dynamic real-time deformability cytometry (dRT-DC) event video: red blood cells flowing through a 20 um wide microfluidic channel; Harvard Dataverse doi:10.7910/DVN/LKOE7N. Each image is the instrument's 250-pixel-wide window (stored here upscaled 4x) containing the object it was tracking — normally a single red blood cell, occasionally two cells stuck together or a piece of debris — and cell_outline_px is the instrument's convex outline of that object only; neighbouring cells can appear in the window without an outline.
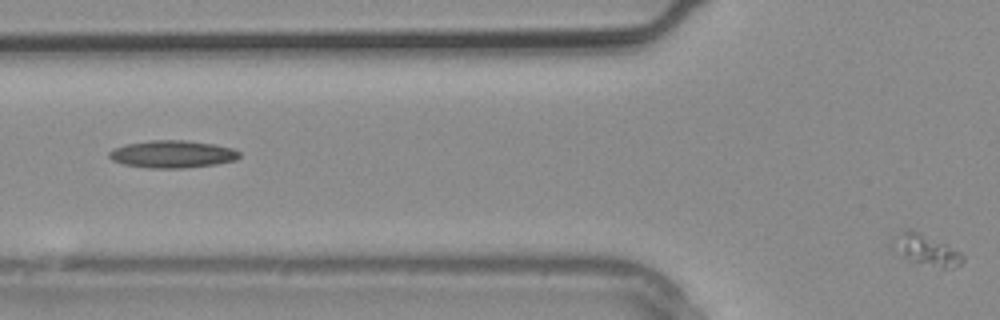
{"species": "common noctule bat (a hibernating species)", "species_latin": "Nyctalus noctula", "temperature_condition": "warm", "stored_images_in_passage": 4, "camera_frame_rate_fps": 3000, "um_per_image_px": 0.085, "animal": {"sex": "male", "body_mass_g": 20.4}, "frame": {"image": 1, "passage_image": 4, "time_ms": 1.0, "image_size_px": [1000, 320], "cell_outline_px": [[964, 260], [960, 264], [952, 268], [940, 268], [912, 260], [900, 256], [892, 248], [892, 236], [912, 228], [960, 252], [964, 256]], "centroid_in_image_um": [78.68, 21.23], "position_along_channel_um": 47.1, "area_um2": 12.43}}